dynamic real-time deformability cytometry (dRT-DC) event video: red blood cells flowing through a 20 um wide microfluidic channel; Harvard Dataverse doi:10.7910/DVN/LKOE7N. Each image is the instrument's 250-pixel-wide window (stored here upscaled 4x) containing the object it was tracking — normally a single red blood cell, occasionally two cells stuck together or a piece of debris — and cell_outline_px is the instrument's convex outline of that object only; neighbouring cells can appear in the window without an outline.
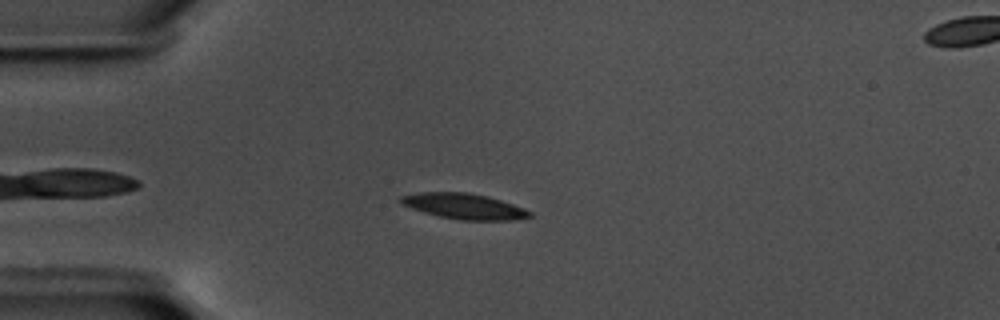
{"species": "common noctule bat (a hibernating species)", "species_latin": "Nyctalus noctula", "temperature_condition": "warm", "stored_images_in_passage": 43, "camera_frame_rate_fps": 3000, "um_per_image_px": 0.085, "animal": {"sex": "male", "body_mass_g": 17.5, "forearm_length_mm": 52.3}, "frame": {"image": 1, "passage_image": 9, "time_ms": 2.667, "image_size_px": [1000, 320], "cell_outline_px": [[532, 216], [516, 220], [460, 220], [440, 216], [424, 212], [412, 208], [404, 204], [400, 200], [400, 196], [420, 192], [468, 192], [488, 196], [524, 208], [532, 212]], "centroid_in_image_um": [39.49, 17.53], "position_along_channel_um": 45.5, "area_um2": 19.07}}
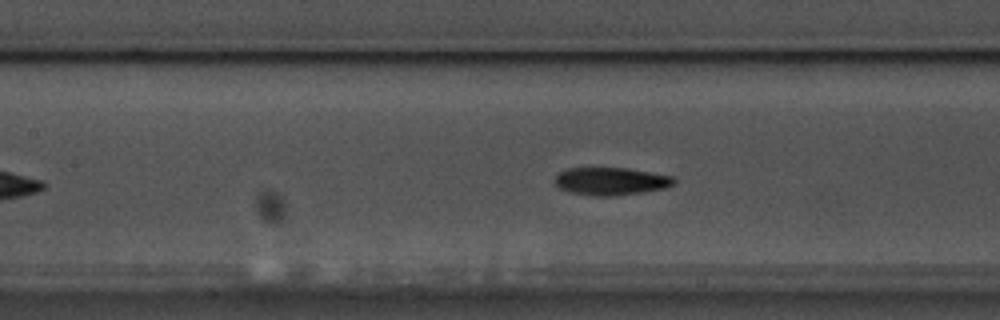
{"frame": {"image": 2, "passage_image": 20, "time_ms": 6.333, "image_size_px": [1000, 320], "cell_outline_px": [[676, 180], [672, 184], [664, 188], [644, 192], [616, 196], [596, 196], [568, 192], [560, 188], [552, 180], [560, 172], [568, 168], [624, 168], [672, 176]], "centroid_in_image_um": [51.88, 15.41], "position_along_channel_um": 155.5, "area_um2": 19.13}}
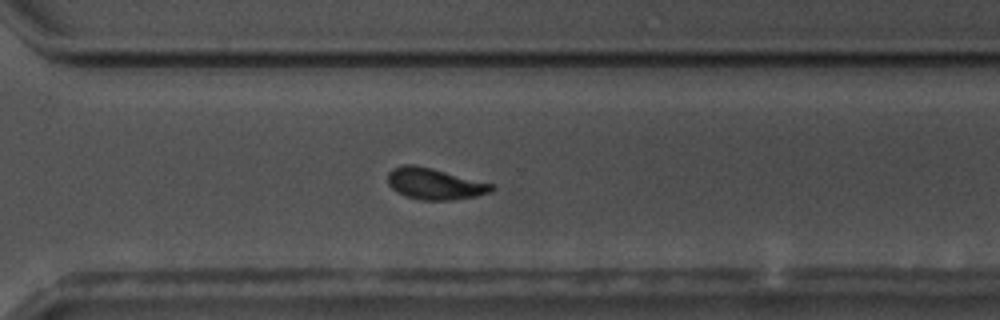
{"frame": {"image": 3, "passage_image": 35, "time_ms": 11.333, "image_size_px": [1000, 320], "cell_outline_px": [[496, 188], [492, 192], [476, 196], [452, 200], [420, 200], [404, 196], [396, 192], [388, 184], [388, 172], [392, 168], [404, 164], [416, 164], [496, 184]], "centroid_in_image_um": [36.97, 15.62], "position_along_channel_um": 333.6, "area_um2": 19.36}, "authors_computed_cell_mechanics": {"area_um2": 19.1318, "velocity_mm_per_s": 3.5754, "shape_relaxation_time_tau1_ms": 3.4469, "shape_relaxation_time_tau2_ms": 1.8889, "deformation_change_tau1": 0.1483, "deformation_change_tau2": 0.0786}}